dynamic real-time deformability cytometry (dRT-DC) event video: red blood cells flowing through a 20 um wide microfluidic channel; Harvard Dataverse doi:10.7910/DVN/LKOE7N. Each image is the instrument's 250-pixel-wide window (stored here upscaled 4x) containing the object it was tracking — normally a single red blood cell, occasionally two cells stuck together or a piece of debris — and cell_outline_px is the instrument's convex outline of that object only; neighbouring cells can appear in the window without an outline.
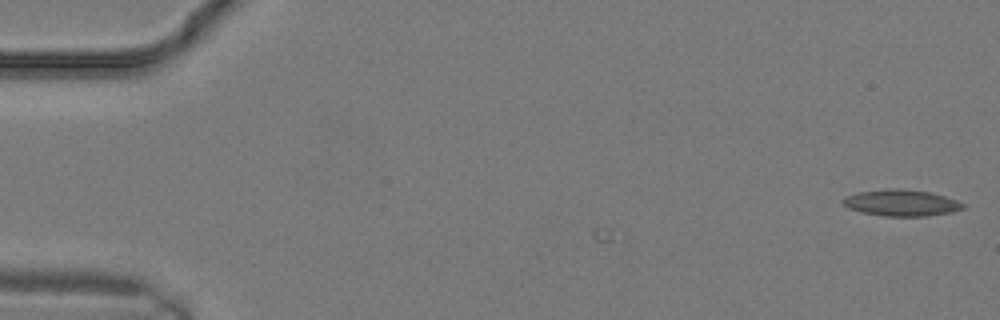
{"species": "common noctule bat (a hibernating species)", "species_latin": "Nyctalus noctula", "temperature_condition": "warm", "stored_images_in_passage": 3, "camera_frame_rate_fps": 3000, "um_per_image_px": 0.085, "animal": {"sex": "male", "body_mass_g": 19.2, "forearm_length_mm": 51.8}, "frame": {"image": 1, "passage_image": 3, "time_ms": 0.667, "image_size_px": [1000, 320], "cell_outline_px": [[964, 208], [952, 212], [928, 216], [884, 216], [860, 212], [848, 208], [840, 200], [844, 196], [860, 192], [888, 188], [896, 188], [932, 192], [956, 200], [964, 204]], "centroid_in_image_um": [76.59, 17.24], "position_along_channel_um": 8.4, "area_um2": 18.55}}